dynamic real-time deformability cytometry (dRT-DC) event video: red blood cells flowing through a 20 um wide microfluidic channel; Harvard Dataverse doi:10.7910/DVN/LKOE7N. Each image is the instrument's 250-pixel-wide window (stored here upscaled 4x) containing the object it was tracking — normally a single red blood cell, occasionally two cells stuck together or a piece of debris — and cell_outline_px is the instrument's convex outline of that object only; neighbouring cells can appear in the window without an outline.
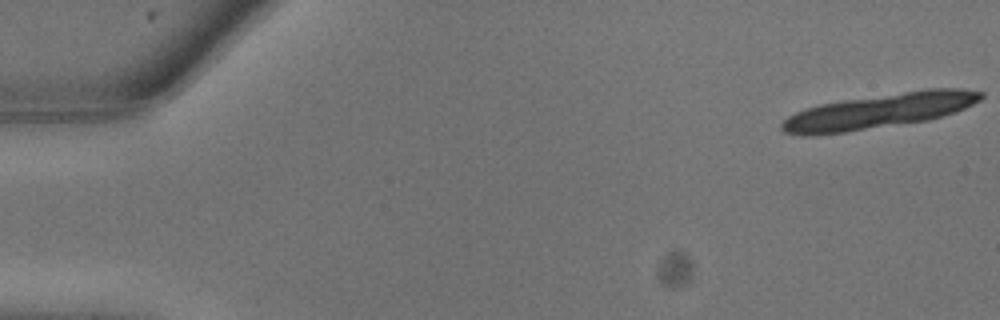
{"species": "common noctule bat (a hibernating species)", "species_latin": "Nyctalus noctula", "temperature_condition": "warm", "stored_images_in_passage": 8, "camera_frame_rate_fps": 3000, "um_per_image_px": 0.085, "animal": {"sex": "male", "body_mass_g": 13.3}, "frame": {"image": 1, "passage_image": 1, "time_ms": 0.0, "image_size_px": [1000, 320], "cell_outline_px": [[984, 96], [980, 100], [956, 112], [928, 120], [844, 132], [808, 136], [784, 132], [780, 128], [780, 124], [788, 116], [804, 108], [820, 104], [844, 100], [924, 88], [964, 88], [984, 92]], "centroid_in_image_um": [74.75, 9.42], "position_along_channel_um": 10.3, "area_um2": 40.4}}